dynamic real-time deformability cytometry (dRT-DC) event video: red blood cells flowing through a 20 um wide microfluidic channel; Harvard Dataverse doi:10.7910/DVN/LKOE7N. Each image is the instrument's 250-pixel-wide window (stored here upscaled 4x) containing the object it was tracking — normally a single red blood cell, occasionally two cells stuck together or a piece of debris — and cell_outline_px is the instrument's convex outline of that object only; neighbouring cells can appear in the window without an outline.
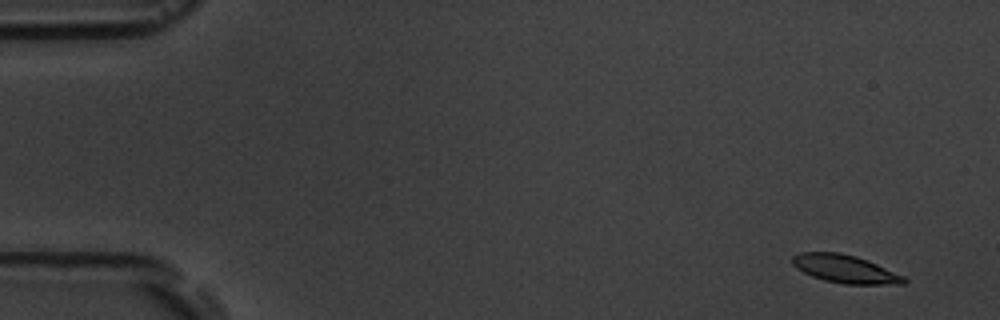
{"species": "common noctule bat (a hibernating species)", "species_latin": "Nyctalus noctula", "temperature_condition": "room temperature", "stored_images_in_passage": 5, "camera_frame_rate_fps": 3000, "um_per_image_px": 0.085, "animal": {"sex": "male", "body_mass_g": 19.5, "forearm_length_mm": 54.6}, "frame": {"image": 1, "passage_image": 2, "time_ms": 1.0, "image_size_px": [1000, 320], "cell_outline_px": [[908, 280], [904, 284], [844, 284], [824, 280], [812, 276], [796, 268], [792, 264], [792, 256], [800, 252], [840, 252], [856, 256], [868, 260], [904, 276]], "centroid_in_image_um": [71.83, 22.85], "position_along_channel_um": 13.2, "area_um2": 18.26}}